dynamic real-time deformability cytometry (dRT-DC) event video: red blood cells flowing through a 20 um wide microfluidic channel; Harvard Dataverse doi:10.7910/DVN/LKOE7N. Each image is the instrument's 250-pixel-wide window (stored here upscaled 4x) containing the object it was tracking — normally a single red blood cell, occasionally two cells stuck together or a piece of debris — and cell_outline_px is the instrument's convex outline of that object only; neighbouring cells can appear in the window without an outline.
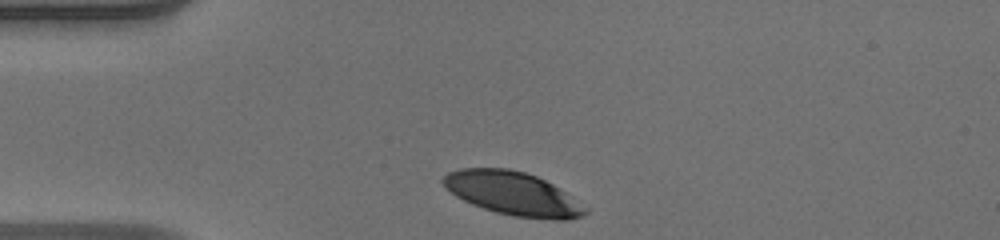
{"species": "human", "species_latin": "Homo sapiens", "temperature_condition": "warm", "stored_images_in_passage": 30, "camera_frame_rate_fps": 3000, "um_per_image_px": 0.085, "donor": {"sex": "male"}, "frame": {"image": 1, "passage_image": 1, "time_ms": 0.0, "image_size_px": [1000, 240], "cell_outline_px": [[588, 212], [580, 216], [568, 220], [552, 220], [516, 216], [496, 212], [472, 204], [456, 196], [440, 180], [448, 172], [460, 168], [508, 168], [524, 172], [536, 176], [552, 184], [588, 208]], "centroid_in_image_um": [43.59, 16.45], "position_along_channel_um": 41.4, "area_um2": 35.55}}
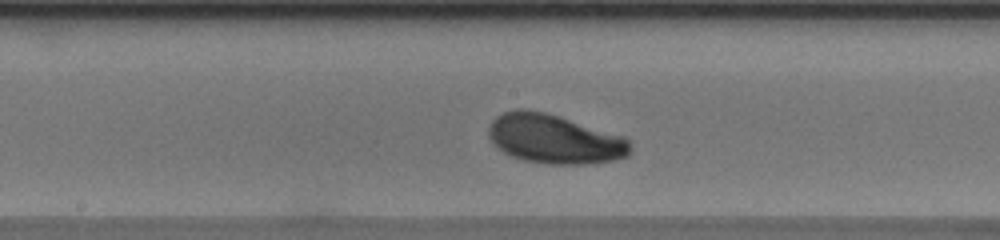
{"frame": {"image": 2, "passage_image": 15, "time_ms": 4.667, "image_size_px": [1000, 240], "cell_outline_px": [[632, 148], [628, 156], [612, 160], [584, 164], [552, 164], [524, 160], [512, 156], [496, 148], [492, 144], [488, 136], [488, 128], [492, 120], [496, 116], [504, 112], [516, 108], [524, 108], [544, 112], [560, 116], [624, 136], [632, 144]], "centroid_in_image_um": [47.11, 11.8], "position_along_channel_um": 201.1, "area_um2": 40.86}}
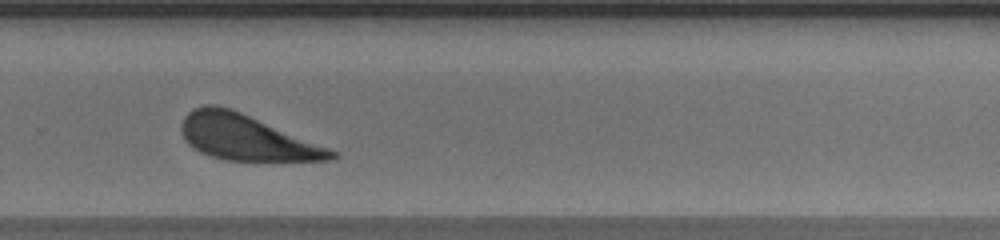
{"frame": {"image": 3, "passage_image": 23, "time_ms": 7.333, "image_size_px": [1000, 240], "cell_outline_px": [[340, 156], [332, 160], [224, 160], [200, 152], [188, 144], [184, 140], [180, 132], [180, 124], [184, 116], [192, 108], [204, 104], [216, 104], [240, 112], [328, 148], [336, 152]], "centroid_in_image_um": [20.84, 11.67], "position_along_channel_um": 309.0, "area_um2": 39.25}, "authors_computed_cell_mechanics": {"area_um2": 40.0843, "velocity_mm_per_s": 4.0568, "shape_relaxation_time_tau1_ms": 1.6011, "shape_relaxation_time_tau2_ms": null, "deformation_change_tau1": 0.1219, "deformation_change_tau2": null}}